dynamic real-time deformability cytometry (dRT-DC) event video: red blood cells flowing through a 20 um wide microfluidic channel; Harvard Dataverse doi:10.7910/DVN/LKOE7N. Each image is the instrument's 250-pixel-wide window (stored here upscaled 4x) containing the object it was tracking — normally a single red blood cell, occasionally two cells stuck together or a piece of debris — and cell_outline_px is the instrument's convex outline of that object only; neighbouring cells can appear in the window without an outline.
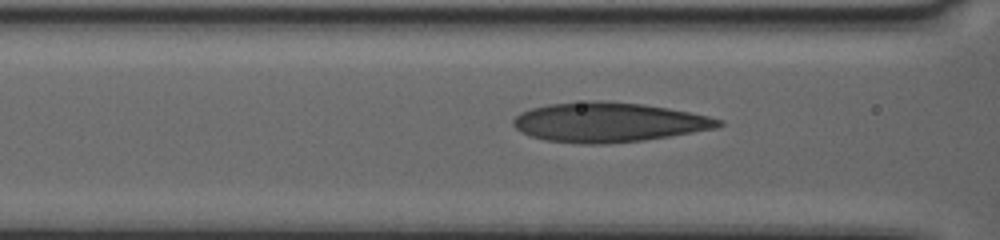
{"species": "human", "species_latin": "Homo sapiens", "temperature_condition": "warm", "stored_images_in_passage": 34, "camera_frame_rate_fps": 3000, "um_per_image_px": 0.085, "donor": {"sex": "female"}, "frame": {"image": 1, "passage_image": 6, "time_ms": 1.667, "image_size_px": [1000, 240], "cell_outline_px": [[724, 124], [716, 128], [644, 140], [604, 144], [580, 144], [544, 140], [520, 132], [512, 124], [512, 120], [520, 112], [532, 108], [548, 104], [588, 100], [600, 100], [644, 104], [668, 108], [708, 116], [724, 120]], "centroid_in_image_um": [51.7, 10.38], "position_along_channel_um": 114.9, "area_um2": 47.45}}
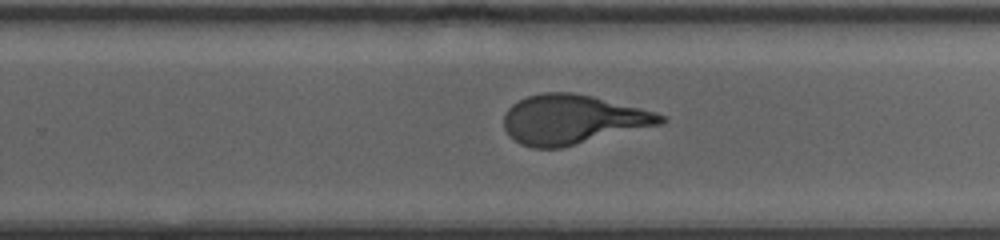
{"frame": {"image": 2, "passage_image": 21, "time_ms": 6.667, "image_size_px": [1000, 240], "cell_outline_px": [[668, 120], [660, 124], [560, 148], [532, 148], [520, 144], [504, 128], [504, 116], [508, 108], [512, 104], [528, 96], [544, 92], [572, 92], [592, 96], [656, 112], [664, 116]], "centroid_in_image_um": [48.65, 10.15], "position_along_channel_um": 281.1, "area_um2": 44.62}}
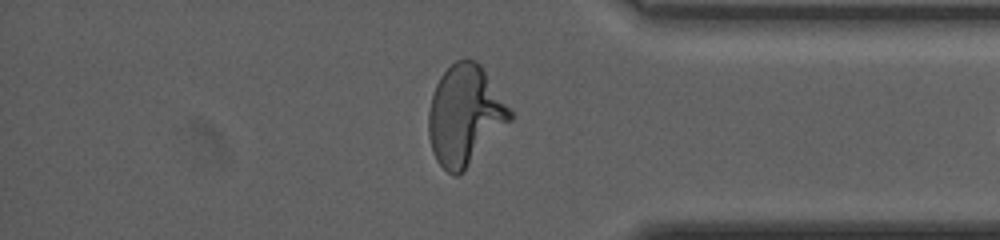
{"frame": {"image": 3, "passage_image": 32, "time_ms": 10.333, "image_size_px": [1000, 240], "cell_outline_px": [[512, 120], [464, 172], [456, 176], [452, 176], [436, 160], [432, 152], [428, 136], [428, 112], [432, 96], [436, 84], [440, 76], [456, 60], [476, 60], [480, 64], [512, 112]], "centroid_in_image_um": [39.5, 9.84], "position_along_channel_um": 395.7, "area_um2": 47.28}}